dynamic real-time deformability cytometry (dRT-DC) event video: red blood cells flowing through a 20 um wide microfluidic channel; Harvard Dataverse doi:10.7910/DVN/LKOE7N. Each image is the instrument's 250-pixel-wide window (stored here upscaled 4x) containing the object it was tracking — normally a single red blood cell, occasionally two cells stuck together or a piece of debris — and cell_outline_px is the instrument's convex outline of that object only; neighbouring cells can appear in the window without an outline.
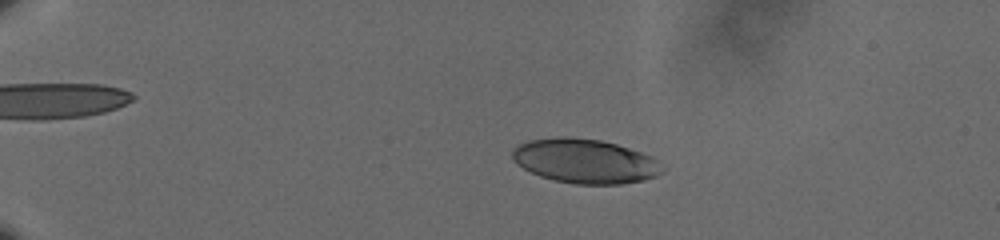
{"species": "human", "species_latin": "Homo sapiens", "temperature_condition": "cold", "stored_images_in_passage": 53, "camera_frame_rate_fps": 3000, "um_per_image_px": 0.085, "donor": {"sex": "male"}, "frame": {"image": 1, "passage_image": 7, "time_ms": 2.0, "image_size_px": [1000, 240], "cell_outline_px": [[664, 172], [656, 176], [644, 180], [620, 184], [576, 184], [556, 180], [540, 176], [516, 164], [512, 160], [512, 152], [520, 144], [528, 140], [560, 136], [564, 136], [600, 140], [616, 144], [652, 156], [664, 168]], "centroid_in_image_um": [49.73, 13.69], "position_along_channel_um": 35.3, "area_um2": 38.61}}
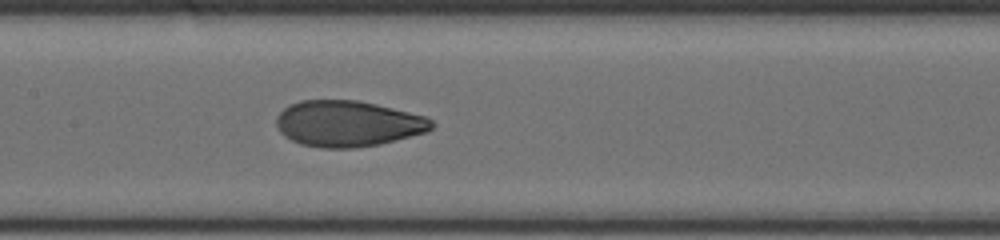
{"frame": {"image": 2, "passage_image": 26, "time_ms": 8.333, "image_size_px": [1000, 240], "cell_outline_px": [[436, 124], [428, 132], [380, 144], [352, 148], [320, 148], [300, 144], [284, 136], [280, 132], [276, 124], [276, 116], [284, 108], [300, 100], [356, 100], [376, 104], [424, 116], [432, 120]], "centroid_in_image_um": [29.56, 10.52], "position_along_channel_um": 177.8, "area_um2": 41.67}}
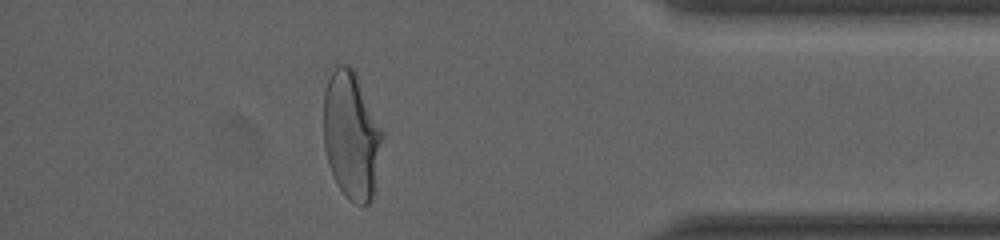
{"frame": {"image": 3, "passage_image": 47, "time_ms": 15.333, "image_size_px": [1000, 240], "cell_outline_px": [[384, 136], [372, 200], [368, 204], [356, 204], [348, 200], [344, 196], [336, 184], [332, 176], [328, 164], [324, 148], [324, 92], [328, 80], [336, 64], [348, 64], [352, 68], [384, 132]], "centroid_in_image_um": [29.86, 11.56], "position_along_channel_um": 405.3, "area_um2": 43.87}, "authors_computed_cell_mechanics": {"area_um2": 41.5582, "velocity_mm_per_s": 3.6018, "shape_relaxation_time_tau1_ms": 4.1273, "shape_relaxation_time_tau2_ms": 0.9316, "deformation_change_tau1": 0.1661, "deformation_change_tau2": 0.0581}}